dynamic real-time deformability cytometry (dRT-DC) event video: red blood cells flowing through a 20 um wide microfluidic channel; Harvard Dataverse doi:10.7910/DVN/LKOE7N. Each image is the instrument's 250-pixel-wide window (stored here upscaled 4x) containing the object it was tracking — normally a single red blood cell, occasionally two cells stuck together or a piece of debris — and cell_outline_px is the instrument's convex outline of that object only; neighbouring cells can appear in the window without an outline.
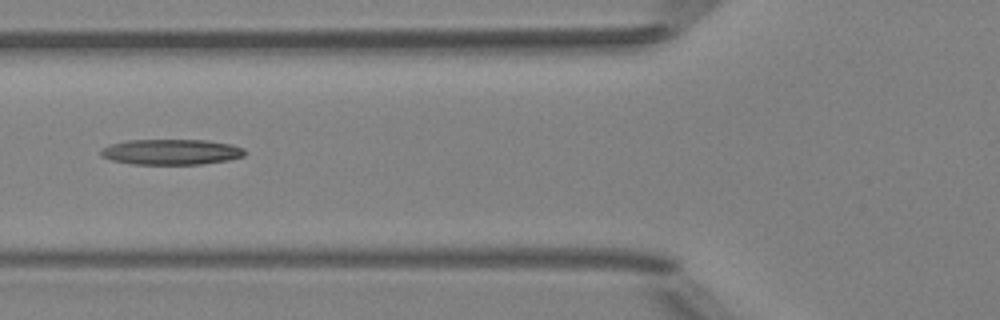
{"species": "Egyptian fruit bat (a non-hibernating species)", "species_latin": "Rousettus aegyptiacus", "temperature_condition": "room temperature", "stored_images_in_passage": 6, "camera_frame_rate_fps": 3000, "um_per_image_px": 0.085, "animal": {"sex": "female"}, "frame": {"image": 1, "passage_image": 5, "time_ms": 1.333, "image_size_px": [1000, 320], "cell_outline_px": [[248, 152], [244, 156], [228, 160], [200, 164], [132, 164], [112, 160], [100, 156], [100, 152], [104, 148], [112, 144], [128, 140], [208, 140], [232, 144], [244, 148]], "centroid_in_image_um": [14.61, 12.91], "position_along_channel_um": 111.2, "area_um2": 21.44}}
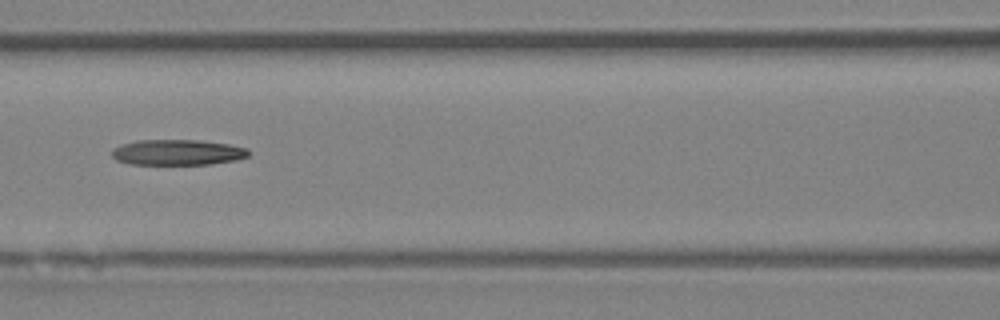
{"frame": {"image": 2, "passage_image": 6, "time_ms": 1.667, "image_size_px": [1000, 320], "cell_outline_px": [[252, 152], [248, 156], [236, 160], [212, 164], [128, 164], [116, 160], [112, 156], [112, 148], [120, 144], [136, 140], [200, 140], [228, 144], [248, 148]], "centroid_in_image_um": [15.09, 12.94], "position_along_channel_um": 151.5, "area_um2": 20.63}}